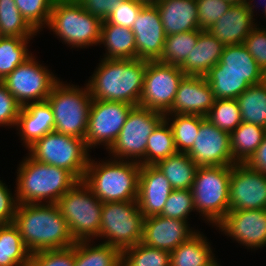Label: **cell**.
I'll return each instance as SVG.
<instances>
[{"label": "cell", "mask_w": 266, "mask_h": 266, "mask_svg": "<svg viewBox=\"0 0 266 266\" xmlns=\"http://www.w3.org/2000/svg\"><path fill=\"white\" fill-rule=\"evenodd\" d=\"M242 121L266 129V83L249 86L236 98Z\"/></svg>", "instance_id": "cell-33"}, {"label": "cell", "mask_w": 266, "mask_h": 266, "mask_svg": "<svg viewBox=\"0 0 266 266\" xmlns=\"http://www.w3.org/2000/svg\"><path fill=\"white\" fill-rule=\"evenodd\" d=\"M156 7L166 36L200 29L196 0H165Z\"/></svg>", "instance_id": "cell-25"}, {"label": "cell", "mask_w": 266, "mask_h": 266, "mask_svg": "<svg viewBox=\"0 0 266 266\" xmlns=\"http://www.w3.org/2000/svg\"><path fill=\"white\" fill-rule=\"evenodd\" d=\"M215 96L205 76L185 75L180 81L172 107L165 114H190L206 117Z\"/></svg>", "instance_id": "cell-20"}, {"label": "cell", "mask_w": 266, "mask_h": 266, "mask_svg": "<svg viewBox=\"0 0 266 266\" xmlns=\"http://www.w3.org/2000/svg\"><path fill=\"white\" fill-rule=\"evenodd\" d=\"M10 188L11 185H7L5 181L0 179V225L14 222L19 204L16 197V190L14 189L12 191Z\"/></svg>", "instance_id": "cell-49"}, {"label": "cell", "mask_w": 266, "mask_h": 266, "mask_svg": "<svg viewBox=\"0 0 266 266\" xmlns=\"http://www.w3.org/2000/svg\"><path fill=\"white\" fill-rule=\"evenodd\" d=\"M205 78L212 88L215 99H236L251 86L241 74L221 72L217 65L210 69Z\"/></svg>", "instance_id": "cell-36"}, {"label": "cell", "mask_w": 266, "mask_h": 266, "mask_svg": "<svg viewBox=\"0 0 266 266\" xmlns=\"http://www.w3.org/2000/svg\"><path fill=\"white\" fill-rule=\"evenodd\" d=\"M263 19H265V20H263V22H264V24L266 23V10H265V12H264V14L261 16ZM257 23V25H260V26H266V24L265 25H263L261 22H260V20L259 21H257L256 22ZM262 24V25H261Z\"/></svg>", "instance_id": "cell-56"}, {"label": "cell", "mask_w": 266, "mask_h": 266, "mask_svg": "<svg viewBox=\"0 0 266 266\" xmlns=\"http://www.w3.org/2000/svg\"><path fill=\"white\" fill-rule=\"evenodd\" d=\"M190 221L172 219L165 216L144 218L142 241L146 246L172 252L188 241L199 230Z\"/></svg>", "instance_id": "cell-18"}, {"label": "cell", "mask_w": 266, "mask_h": 266, "mask_svg": "<svg viewBox=\"0 0 266 266\" xmlns=\"http://www.w3.org/2000/svg\"><path fill=\"white\" fill-rule=\"evenodd\" d=\"M100 159L90 156L83 179L95 197L103 203L137 200L141 164L108 156Z\"/></svg>", "instance_id": "cell-4"}, {"label": "cell", "mask_w": 266, "mask_h": 266, "mask_svg": "<svg viewBox=\"0 0 266 266\" xmlns=\"http://www.w3.org/2000/svg\"><path fill=\"white\" fill-rule=\"evenodd\" d=\"M54 0H15L21 15L39 33L49 21Z\"/></svg>", "instance_id": "cell-42"}, {"label": "cell", "mask_w": 266, "mask_h": 266, "mask_svg": "<svg viewBox=\"0 0 266 266\" xmlns=\"http://www.w3.org/2000/svg\"><path fill=\"white\" fill-rule=\"evenodd\" d=\"M75 244L68 248L44 250L31 254L29 266H74Z\"/></svg>", "instance_id": "cell-44"}, {"label": "cell", "mask_w": 266, "mask_h": 266, "mask_svg": "<svg viewBox=\"0 0 266 266\" xmlns=\"http://www.w3.org/2000/svg\"><path fill=\"white\" fill-rule=\"evenodd\" d=\"M232 166L198 167L191 187L196 217L214 228L230 211L229 181Z\"/></svg>", "instance_id": "cell-7"}, {"label": "cell", "mask_w": 266, "mask_h": 266, "mask_svg": "<svg viewBox=\"0 0 266 266\" xmlns=\"http://www.w3.org/2000/svg\"><path fill=\"white\" fill-rule=\"evenodd\" d=\"M104 46L100 58L106 59H137L135 35L132 30L104 20L101 25L99 47Z\"/></svg>", "instance_id": "cell-26"}, {"label": "cell", "mask_w": 266, "mask_h": 266, "mask_svg": "<svg viewBox=\"0 0 266 266\" xmlns=\"http://www.w3.org/2000/svg\"><path fill=\"white\" fill-rule=\"evenodd\" d=\"M121 262L122 251L115 246L97 240L75 243L74 266H121Z\"/></svg>", "instance_id": "cell-29"}, {"label": "cell", "mask_w": 266, "mask_h": 266, "mask_svg": "<svg viewBox=\"0 0 266 266\" xmlns=\"http://www.w3.org/2000/svg\"><path fill=\"white\" fill-rule=\"evenodd\" d=\"M258 1H260V0H258ZM258 1H256V0H246L245 1V4H246L247 9H248V12L256 20V22L258 21L257 17L261 16V14H263L265 12V10H266V0L263 1L264 3H260L262 6L259 4ZM261 2H262V0H261ZM258 4L262 8V10H261L262 13L261 14L257 13V8H259Z\"/></svg>", "instance_id": "cell-52"}, {"label": "cell", "mask_w": 266, "mask_h": 266, "mask_svg": "<svg viewBox=\"0 0 266 266\" xmlns=\"http://www.w3.org/2000/svg\"><path fill=\"white\" fill-rule=\"evenodd\" d=\"M164 119L172 129L177 151L188 153L206 117L190 114H164Z\"/></svg>", "instance_id": "cell-34"}, {"label": "cell", "mask_w": 266, "mask_h": 266, "mask_svg": "<svg viewBox=\"0 0 266 266\" xmlns=\"http://www.w3.org/2000/svg\"><path fill=\"white\" fill-rule=\"evenodd\" d=\"M229 209H266V175L245 163L232 165L229 181Z\"/></svg>", "instance_id": "cell-16"}, {"label": "cell", "mask_w": 266, "mask_h": 266, "mask_svg": "<svg viewBox=\"0 0 266 266\" xmlns=\"http://www.w3.org/2000/svg\"><path fill=\"white\" fill-rule=\"evenodd\" d=\"M245 164L250 169L262 172L266 175V135L262 143L257 147Z\"/></svg>", "instance_id": "cell-51"}, {"label": "cell", "mask_w": 266, "mask_h": 266, "mask_svg": "<svg viewBox=\"0 0 266 266\" xmlns=\"http://www.w3.org/2000/svg\"><path fill=\"white\" fill-rule=\"evenodd\" d=\"M147 141L146 165H155L178 152L172 129L165 119L154 129Z\"/></svg>", "instance_id": "cell-38"}, {"label": "cell", "mask_w": 266, "mask_h": 266, "mask_svg": "<svg viewBox=\"0 0 266 266\" xmlns=\"http://www.w3.org/2000/svg\"><path fill=\"white\" fill-rule=\"evenodd\" d=\"M266 129L262 126L242 122L230 133V147L233 159L245 163L262 143Z\"/></svg>", "instance_id": "cell-32"}, {"label": "cell", "mask_w": 266, "mask_h": 266, "mask_svg": "<svg viewBox=\"0 0 266 266\" xmlns=\"http://www.w3.org/2000/svg\"><path fill=\"white\" fill-rule=\"evenodd\" d=\"M243 44L264 72L266 69V26L256 25Z\"/></svg>", "instance_id": "cell-47"}, {"label": "cell", "mask_w": 266, "mask_h": 266, "mask_svg": "<svg viewBox=\"0 0 266 266\" xmlns=\"http://www.w3.org/2000/svg\"><path fill=\"white\" fill-rule=\"evenodd\" d=\"M31 253L14 223L0 225V266H29Z\"/></svg>", "instance_id": "cell-31"}, {"label": "cell", "mask_w": 266, "mask_h": 266, "mask_svg": "<svg viewBox=\"0 0 266 266\" xmlns=\"http://www.w3.org/2000/svg\"><path fill=\"white\" fill-rule=\"evenodd\" d=\"M61 79L38 60L34 53L17 66L2 82L9 93L23 107L29 103L46 101L55 84Z\"/></svg>", "instance_id": "cell-12"}, {"label": "cell", "mask_w": 266, "mask_h": 266, "mask_svg": "<svg viewBox=\"0 0 266 266\" xmlns=\"http://www.w3.org/2000/svg\"><path fill=\"white\" fill-rule=\"evenodd\" d=\"M0 32L2 36L36 38L39 33L21 15L15 0H0Z\"/></svg>", "instance_id": "cell-37"}, {"label": "cell", "mask_w": 266, "mask_h": 266, "mask_svg": "<svg viewBox=\"0 0 266 266\" xmlns=\"http://www.w3.org/2000/svg\"><path fill=\"white\" fill-rule=\"evenodd\" d=\"M184 76L179 66L147 61L139 106L165 114L172 107Z\"/></svg>", "instance_id": "cell-14"}, {"label": "cell", "mask_w": 266, "mask_h": 266, "mask_svg": "<svg viewBox=\"0 0 266 266\" xmlns=\"http://www.w3.org/2000/svg\"><path fill=\"white\" fill-rule=\"evenodd\" d=\"M25 155L15 171L14 188L19 204H56L79 182L70 171L40 163L27 153Z\"/></svg>", "instance_id": "cell-3"}, {"label": "cell", "mask_w": 266, "mask_h": 266, "mask_svg": "<svg viewBox=\"0 0 266 266\" xmlns=\"http://www.w3.org/2000/svg\"><path fill=\"white\" fill-rule=\"evenodd\" d=\"M221 72H235L250 84L263 82V70L258 66L244 44L225 45L220 61Z\"/></svg>", "instance_id": "cell-27"}, {"label": "cell", "mask_w": 266, "mask_h": 266, "mask_svg": "<svg viewBox=\"0 0 266 266\" xmlns=\"http://www.w3.org/2000/svg\"><path fill=\"white\" fill-rule=\"evenodd\" d=\"M33 38L7 37L0 40V80L3 81L17 66L34 52L30 48ZM30 50V51H29Z\"/></svg>", "instance_id": "cell-35"}, {"label": "cell", "mask_w": 266, "mask_h": 266, "mask_svg": "<svg viewBox=\"0 0 266 266\" xmlns=\"http://www.w3.org/2000/svg\"><path fill=\"white\" fill-rule=\"evenodd\" d=\"M208 266H223L217 257Z\"/></svg>", "instance_id": "cell-54"}, {"label": "cell", "mask_w": 266, "mask_h": 266, "mask_svg": "<svg viewBox=\"0 0 266 266\" xmlns=\"http://www.w3.org/2000/svg\"><path fill=\"white\" fill-rule=\"evenodd\" d=\"M88 13L106 20L124 0H76Z\"/></svg>", "instance_id": "cell-50"}, {"label": "cell", "mask_w": 266, "mask_h": 266, "mask_svg": "<svg viewBox=\"0 0 266 266\" xmlns=\"http://www.w3.org/2000/svg\"><path fill=\"white\" fill-rule=\"evenodd\" d=\"M47 101L54 115V131L85 140L92 97L89 87L60 79Z\"/></svg>", "instance_id": "cell-6"}, {"label": "cell", "mask_w": 266, "mask_h": 266, "mask_svg": "<svg viewBox=\"0 0 266 266\" xmlns=\"http://www.w3.org/2000/svg\"><path fill=\"white\" fill-rule=\"evenodd\" d=\"M187 155L198 166H232L230 134L214 126L207 118L201 123L199 132Z\"/></svg>", "instance_id": "cell-17"}, {"label": "cell", "mask_w": 266, "mask_h": 266, "mask_svg": "<svg viewBox=\"0 0 266 266\" xmlns=\"http://www.w3.org/2000/svg\"><path fill=\"white\" fill-rule=\"evenodd\" d=\"M226 2H229L231 4H240V3H245L246 0H224Z\"/></svg>", "instance_id": "cell-55"}, {"label": "cell", "mask_w": 266, "mask_h": 266, "mask_svg": "<svg viewBox=\"0 0 266 266\" xmlns=\"http://www.w3.org/2000/svg\"><path fill=\"white\" fill-rule=\"evenodd\" d=\"M102 22L76 0H54L45 29L66 47L78 51L99 46Z\"/></svg>", "instance_id": "cell-5"}, {"label": "cell", "mask_w": 266, "mask_h": 266, "mask_svg": "<svg viewBox=\"0 0 266 266\" xmlns=\"http://www.w3.org/2000/svg\"><path fill=\"white\" fill-rule=\"evenodd\" d=\"M206 118L229 134L243 122L236 99H216Z\"/></svg>", "instance_id": "cell-41"}, {"label": "cell", "mask_w": 266, "mask_h": 266, "mask_svg": "<svg viewBox=\"0 0 266 266\" xmlns=\"http://www.w3.org/2000/svg\"><path fill=\"white\" fill-rule=\"evenodd\" d=\"M263 82L266 83V69H265V71L263 72Z\"/></svg>", "instance_id": "cell-57"}, {"label": "cell", "mask_w": 266, "mask_h": 266, "mask_svg": "<svg viewBox=\"0 0 266 266\" xmlns=\"http://www.w3.org/2000/svg\"><path fill=\"white\" fill-rule=\"evenodd\" d=\"M143 224L144 216L137 200L103 203L97 241L122 251L142 241Z\"/></svg>", "instance_id": "cell-10"}, {"label": "cell", "mask_w": 266, "mask_h": 266, "mask_svg": "<svg viewBox=\"0 0 266 266\" xmlns=\"http://www.w3.org/2000/svg\"><path fill=\"white\" fill-rule=\"evenodd\" d=\"M200 30L209 29L232 4L224 0H196Z\"/></svg>", "instance_id": "cell-45"}, {"label": "cell", "mask_w": 266, "mask_h": 266, "mask_svg": "<svg viewBox=\"0 0 266 266\" xmlns=\"http://www.w3.org/2000/svg\"><path fill=\"white\" fill-rule=\"evenodd\" d=\"M92 75L85 80L92 100L125 102L139 106L143 91L146 60L100 58Z\"/></svg>", "instance_id": "cell-1"}, {"label": "cell", "mask_w": 266, "mask_h": 266, "mask_svg": "<svg viewBox=\"0 0 266 266\" xmlns=\"http://www.w3.org/2000/svg\"><path fill=\"white\" fill-rule=\"evenodd\" d=\"M155 165L174 190H191L198 166L187 153L177 152L166 159L160 160Z\"/></svg>", "instance_id": "cell-30"}, {"label": "cell", "mask_w": 266, "mask_h": 266, "mask_svg": "<svg viewBox=\"0 0 266 266\" xmlns=\"http://www.w3.org/2000/svg\"><path fill=\"white\" fill-rule=\"evenodd\" d=\"M195 213V206L192 192L189 189L172 190L164 205L160 216L169 217L172 219H179L184 221H191L192 213Z\"/></svg>", "instance_id": "cell-43"}, {"label": "cell", "mask_w": 266, "mask_h": 266, "mask_svg": "<svg viewBox=\"0 0 266 266\" xmlns=\"http://www.w3.org/2000/svg\"><path fill=\"white\" fill-rule=\"evenodd\" d=\"M121 266H170V252L139 242L122 250Z\"/></svg>", "instance_id": "cell-40"}, {"label": "cell", "mask_w": 266, "mask_h": 266, "mask_svg": "<svg viewBox=\"0 0 266 266\" xmlns=\"http://www.w3.org/2000/svg\"><path fill=\"white\" fill-rule=\"evenodd\" d=\"M225 45L207 30L198 29V40L179 66L185 75L205 76L221 59Z\"/></svg>", "instance_id": "cell-24"}, {"label": "cell", "mask_w": 266, "mask_h": 266, "mask_svg": "<svg viewBox=\"0 0 266 266\" xmlns=\"http://www.w3.org/2000/svg\"><path fill=\"white\" fill-rule=\"evenodd\" d=\"M257 25L245 3L232 4L207 31L224 45L242 44Z\"/></svg>", "instance_id": "cell-23"}, {"label": "cell", "mask_w": 266, "mask_h": 266, "mask_svg": "<svg viewBox=\"0 0 266 266\" xmlns=\"http://www.w3.org/2000/svg\"><path fill=\"white\" fill-rule=\"evenodd\" d=\"M163 120V113L135 106L129 112L115 143L106 152L108 157L146 165L148 137Z\"/></svg>", "instance_id": "cell-11"}, {"label": "cell", "mask_w": 266, "mask_h": 266, "mask_svg": "<svg viewBox=\"0 0 266 266\" xmlns=\"http://www.w3.org/2000/svg\"><path fill=\"white\" fill-rule=\"evenodd\" d=\"M15 134L19 136L24 151L36 140L54 132V115L48 101L29 103L20 110Z\"/></svg>", "instance_id": "cell-22"}, {"label": "cell", "mask_w": 266, "mask_h": 266, "mask_svg": "<svg viewBox=\"0 0 266 266\" xmlns=\"http://www.w3.org/2000/svg\"><path fill=\"white\" fill-rule=\"evenodd\" d=\"M215 229L249 252L262 250L266 247V209L229 211Z\"/></svg>", "instance_id": "cell-15"}, {"label": "cell", "mask_w": 266, "mask_h": 266, "mask_svg": "<svg viewBox=\"0 0 266 266\" xmlns=\"http://www.w3.org/2000/svg\"><path fill=\"white\" fill-rule=\"evenodd\" d=\"M13 223L31 254L76 243L56 204H18Z\"/></svg>", "instance_id": "cell-2"}, {"label": "cell", "mask_w": 266, "mask_h": 266, "mask_svg": "<svg viewBox=\"0 0 266 266\" xmlns=\"http://www.w3.org/2000/svg\"><path fill=\"white\" fill-rule=\"evenodd\" d=\"M26 150L34 160L68 170L79 181L85 177L91 156L84 139L55 131L36 140Z\"/></svg>", "instance_id": "cell-9"}, {"label": "cell", "mask_w": 266, "mask_h": 266, "mask_svg": "<svg viewBox=\"0 0 266 266\" xmlns=\"http://www.w3.org/2000/svg\"><path fill=\"white\" fill-rule=\"evenodd\" d=\"M143 6L138 0H124L106 20L110 24L131 29Z\"/></svg>", "instance_id": "cell-48"}, {"label": "cell", "mask_w": 266, "mask_h": 266, "mask_svg": "<svg viewBox=\"0 0 266 266\" xmlns=\"http://www.w3.org/2000/svg\"><path fill=\"white\" fill-rule=\"evenodd\" d=\"M172 190L156 165H141L137 201L144 218L160 215Z\"/></svg>", "instance_id": "cell-21"}, {"label": "cell", "mask_w": 266, "mask_h": 266, "mask_svg": "<svg viewBox=\"0 0 266 266\" xmlns=\"http://www.w3.org/2000/svg\"><path fill=\"white\" fill-rule=\"evenodd\" d=\"M134 107L125 102L92 100L85 136L88 150L92 152L102 147L107 152L115 143Z\"/></svg>", "instance_id": "cell-13"}, {"label": "cell", "mask_w": 266, "mask_h": 266, "mask_svg": "<svg viewBox=\"0 0 266 266\" xmlns=\"http://www.w3.org/2000/svg\"><path fill=\"white\" fill-rule=\"evenodd\" d=\"M212 244L206 234L199 230L170 253V266H208L218 257Z\"/></svg>", "instance_id": "cell-28"}, {"label": "cell", "mask_w": 266, "mask_h": 266, "mask_svg": "<svg viewBox=\"0 0 266 266\" xmlns=\"http://www.w3.org/2000/svg\"><path fill=\"white\" fill-rule=\"evenodd\" d=\"M131 30L135 35L137 58L146 61H158L166 40L158 8L144 5Z\"/></svg>", "instance_id": "cell-19"}, {"label": "cell", "mask_w": 266, "mask_h": 266, "mask_svg": "<svg viewBox=\"0 0 266 266\" xmlns=\"http://www.w3.org/2000/svg\"><path fill=\"white\" fill-rule=\"evenodd\" d=\"M138 1L146 6H158L165 0H138Z\"/></svg>", "instance_id": "cell-53"}, {"label": "cell", "mask_w": 266, "mask_h": 266, "mask_svg": "<svg viewBox=\"0 0 266 266\" xmlns=\"http://www.w3.org/2000/svg\"><path fill=\"white\" fill-rule=\"evenodd\" d=\"M198 40V30L166 36L162 55L158 62L180 66L190 54Z\"/></svg>", "instance_id": "cell-39"}, {"label": "cell", "mask_w": 266, "mask_h": 266, "mask_svg": "<svg viewBox=\"0 0 266 266\" xmlns=\"http://www.w3.org/2000/svg\"><path fill=\"white\" fill-rule=\"evenodd\" d=\"M22 106L9 93L5 84L0 82V127L15 129Z\"/></svg>", "instance_id": "cell-46"}, {"label": "cell", "mask_w": 266, "mask_h": 266, "mask_svg": "<svg viewBox=\"0 0 266 266\" xmlns=\"http://www.w3.org/2000/svg\"><path fill=\"white\" fill-rule=\"evenodd\" d=\"M56 205L76 242L99 238L103 202L83 181L60 197Z\"/></svg>", "instance_id": "cell-8"}]
</instances>
